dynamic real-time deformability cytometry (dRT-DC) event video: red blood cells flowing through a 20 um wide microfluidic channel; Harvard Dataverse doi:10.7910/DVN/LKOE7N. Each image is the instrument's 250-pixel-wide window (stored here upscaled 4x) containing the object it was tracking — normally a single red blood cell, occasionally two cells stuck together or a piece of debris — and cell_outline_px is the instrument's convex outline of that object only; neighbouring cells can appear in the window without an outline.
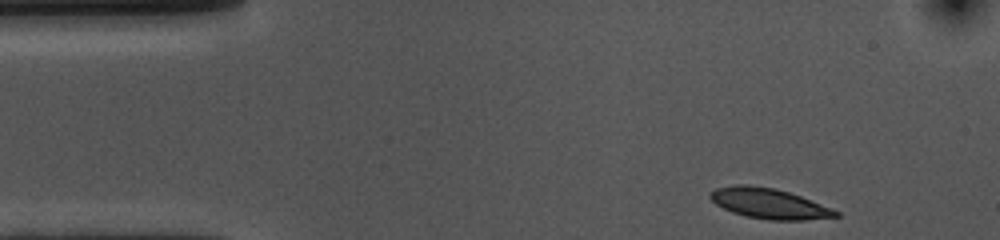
{"species": "common noctule bat (a hibernating species)", "species_latin": "Nyctalus noctula", "temperature_condition": "cold", "stored_images_in_passage": 40, "camera_frame_rate_fps": 3000, "um_per_image_px": 0.085, "animal": {"sex": "female", "body_mass_g": 10.0, "forearm_length_mm": 53.1}, "frame": {"image": 1, "passage_image": 1, "time_ms": 0.0, "image_size_px": [1000, 240], "cell_outline_px": [[840, 216], [804, 220], [768, 220], [744, 216], [732, 212], [716, 204], [708, 196], [716, 188], [736, 184], [748, 184], [772, 188], [788, 192], [800, 196], [840, 212]], "centroid_in_image_um": [65.34, 17.3], "position_along_channel_um": 19.7, "area_um2": 21.96}}
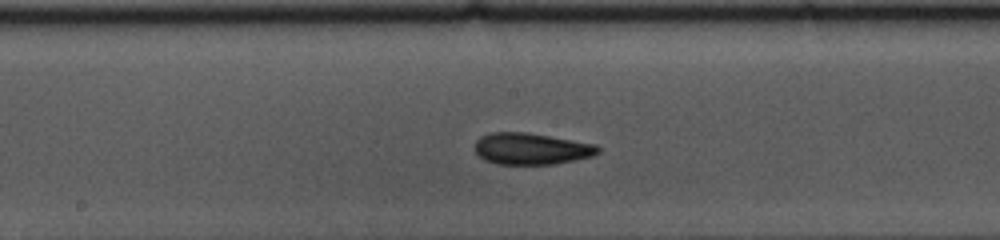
{"frame": {"image": 2, "passage_image": 22, "time_ms": 7.0, "image_size_px": [1000, 240], "cell_outline_px": [[600, 152], [592, 156], [552, 164], [496, 164], [484, 160], [476, 152], [476, 140], [480, 136], [492, 132], [528, 132], [596, 144], [600, 148]], "centroid_in_image_um": [45.15, 12.63], "position_along_channel_um": 203.0, "area_um2": 22.6}}
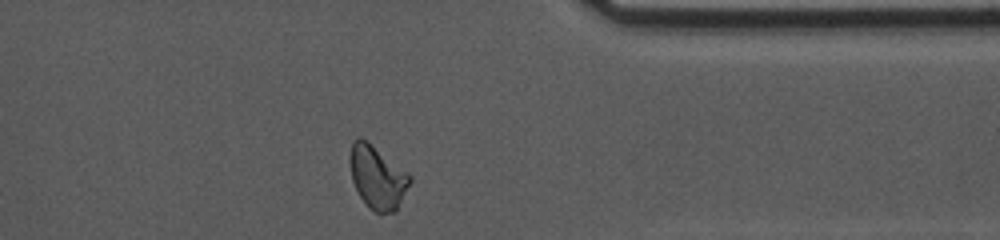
{"frame": {"image": 3, "passage_image": 38, "time_ms": 12.333, "image_size_px": [1000, 240], "cell_outline_px": [[412, 180], [396, 212], [380, 216], [368, 208], [360, 196], [352, 180], [348, 160], [348, 156], [352, 140], [356, 136], [360, 136], [368, 140], [412, 176]], "centroid_in_image_um": [32.06, 15.06], "position_along_channel_um": 379.3, "area_um2": 22.83}, "authors_computed_cell_mechanics": {"area_um2": 22.3686, "velocity_mm_per_s": 3.5655, "shape_relaxation_time_tau1_ms": 3.3315, "shape_relaxation_time_tau2_ms": 2.6134, "deformation_change_tau1": 0.1203, "deformation_change_tau2": 0.0871}}